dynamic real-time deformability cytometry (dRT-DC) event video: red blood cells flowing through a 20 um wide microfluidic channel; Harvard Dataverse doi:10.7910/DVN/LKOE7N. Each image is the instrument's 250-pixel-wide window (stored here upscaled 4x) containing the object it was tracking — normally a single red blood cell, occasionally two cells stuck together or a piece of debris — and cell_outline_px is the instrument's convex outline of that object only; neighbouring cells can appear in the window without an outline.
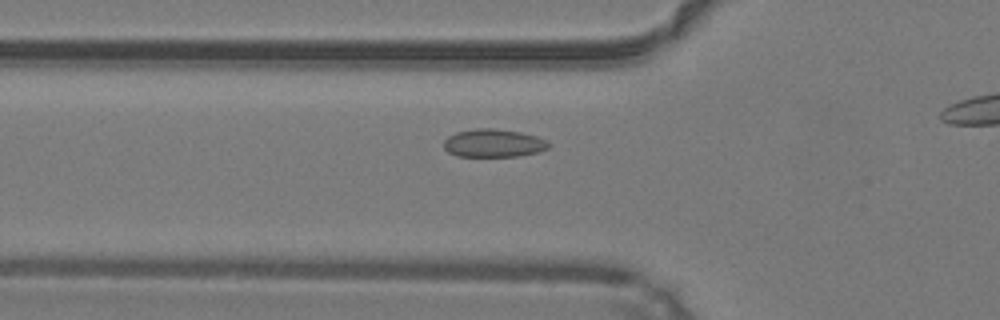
{"species": "common noctule bat (a hibernating species)", "species_latin": "Nyctalus noctula", "temperature_condition": "warm", "stored_images_in_passage": 36, "camera_frame_rate_fps": 3000, "um_per_image_px": 0.085, "animal": {"sex": "male", "body_mass_g": 19.2, "forearm_length_mm": 51.8}, "frame": {"image": 1, "passage_image": 13, "time_ms": 4.0, "image_size_px": [1000, 320], "cell_outline_px": [[548, 148], [540, 152], [516, 156], [456, 156], [448, 152], [444, 148], [444, 140], [448, 136], [456, 132], [476, 128], [496, 128], [520, 132], [536, 136], [544, 140], [548, 144]], "centroid_in_image_um": [41.91, 12.16], "position_along_channel_um": 83.9, "area_um2": 17.11}}
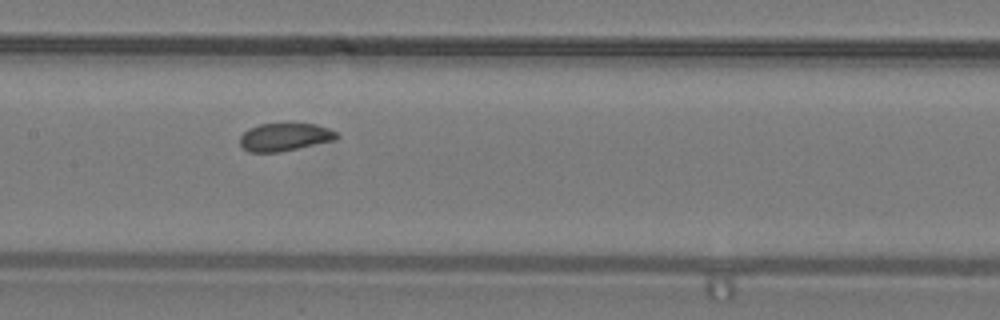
{"frame": {"image": 2, "passage_image": 20, "time_ms": 6.333, "image_size_px": [1000, 320], "cell_outline_px": [[340, 136], [336, 140], [280, 152], [248, 152], [240, 144], [240, 136], [248, 128], [260, 124], [316, 124], [328, 128], [336, 132]], "centroid_in_image_um": [24.21, 11.65], "position_along_channel_um": 183.2, "area_um2": 15.72}}
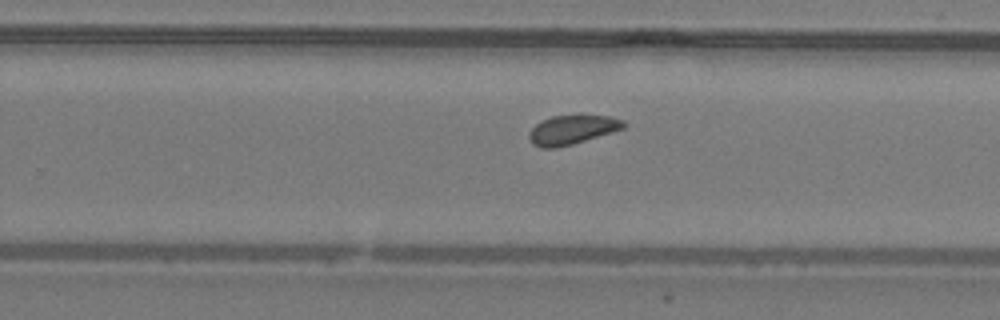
{"frame": {"image": 3, "passage_image": 27, "time_ms": 8.667, "image_size_px": [1000, 320], "cell_outline_px": [[624, 128], [612, 132], [572, 144], [556, 148], [540, 148], [532, 144], [528, 136], [528, 132], [540, 120], [552, 116], [612, 116], [624, 120]], "centroid_in_image_um": [48.58, 11.04], "position_along_channel_um": 281.2, "area_um2": 15.95}}